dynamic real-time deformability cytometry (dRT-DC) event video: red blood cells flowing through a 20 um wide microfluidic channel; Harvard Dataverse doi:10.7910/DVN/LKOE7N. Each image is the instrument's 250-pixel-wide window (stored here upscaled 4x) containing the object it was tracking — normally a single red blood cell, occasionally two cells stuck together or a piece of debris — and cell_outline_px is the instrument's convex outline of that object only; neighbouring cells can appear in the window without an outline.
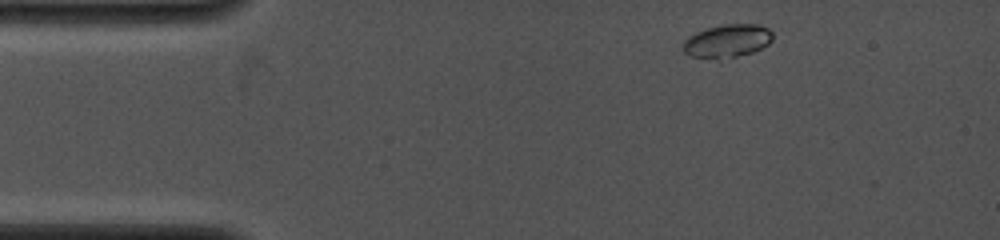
{"species": "common noctule bat (a hibernating species)", "species_latin": "Nyctalus noctula", "temperature_condition": "cold", "stored_images_in_passage": 40, "camera_frame_rate_fps": 4000, "um_per_image_px": 0.085, "animal": {"sex": "female", "body_mass_g": 19.0, "forearm_length_mm": 53.3}, "frame": {"image": 1, "passage_image": 1, "time_ms": 0.0, "image_size_px": [1000, 240], "cell_outline_px": [[772, 40], [768, 44], [752, 52], [720, 64], [692, 56], [684, 52], [684, 40], [688, 36], [696, 32], [708, 28], [724, 24], [756, 24], [768, 28], [772, 32]], "centroid_in_image_um": [61.79, 3.56], "position_along_channel_um": 23.2, "area_um2": 18.09}}
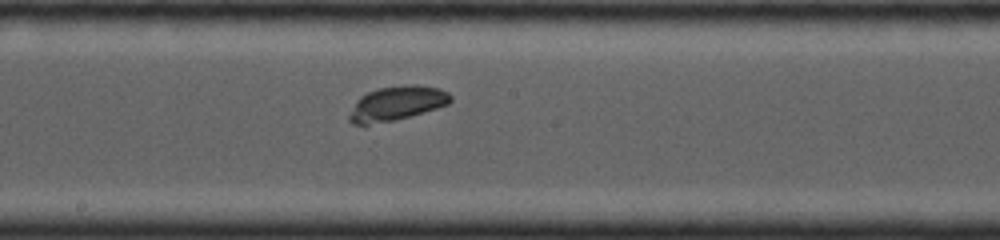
{"frame": {"image": 2, "passage_image": 17, "time_ms": 6.0, "image_size_px": [1000, 240], "cell_outline_px": [[452, 100], [448, 104], [436, 108], [396, 120], [368, 124], [352, 124], [348, 120], [348, 116], [356, 100], [360, 96], [376, 88], [412, 84], [440, 88], [448, 92], [452, 96]], "centroid_in_image_um": [33.71, 8.78], "position_along_channel_um": 214.5, "area_um2": 20.23}}
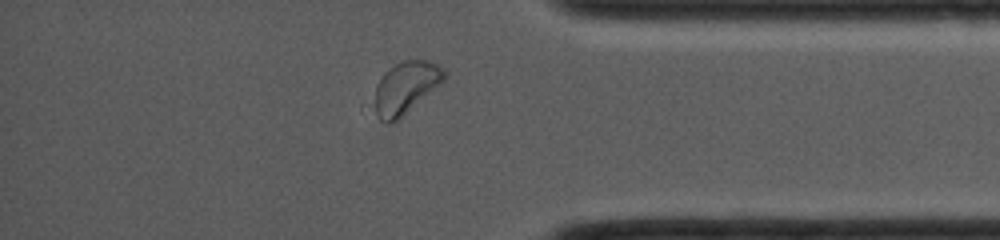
{"frame": {"image": 3, "passage_image": 34, "time_ms": 10.5, "image_size_px": [1000, 240], "cell_outline_px": [[448, 72], [444, 80], [440, 84], [396, 120], [380, 120], [368, 108], [368, 104], [384, 72], [396, 64], [404, 60], [428, 60], [444, 68]], "centroid_in_image_um": [34.41, 7.45], "position_along_channel_um": 400.8, "area_um2": 21.27}}